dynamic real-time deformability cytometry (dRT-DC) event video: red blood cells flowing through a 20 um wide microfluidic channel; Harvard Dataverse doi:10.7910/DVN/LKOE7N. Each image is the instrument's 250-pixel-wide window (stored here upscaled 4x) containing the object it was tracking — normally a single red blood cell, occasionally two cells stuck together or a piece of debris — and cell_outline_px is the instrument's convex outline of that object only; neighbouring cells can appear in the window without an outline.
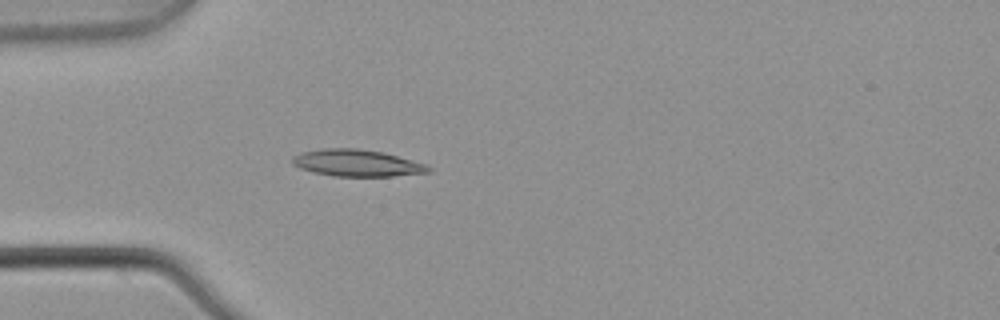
{"species": "common noctule bat (a hibernating species)", "species_latin": "Nyctalus noctula", "temperature_condition": "warm", "stored_images_in_passage": 3, "camera_frame_rate_fps": 3000, "um_per_image_px": 0.085, "animal": {"sex": "male", "body_mass_g": 21.5, "forearm_length_mm": 52.0}, "frame": {"image": 1, "passage_image": 3, "time_ms": 0.667, "image_size_px": [1000, 320], "cell_outline_px": [[432, 172], [392, 176], [332, 176], [312, 172], [300, 168], [292, 164], [292, 156], [304, 152], [324, 148], [356, 148], [380, 152], [428, 164], [432, 168]], "centroid_in_image_um": [30.35, 13.86], "position_along_channel_um": 54.7, "area_um2": 21.21}}